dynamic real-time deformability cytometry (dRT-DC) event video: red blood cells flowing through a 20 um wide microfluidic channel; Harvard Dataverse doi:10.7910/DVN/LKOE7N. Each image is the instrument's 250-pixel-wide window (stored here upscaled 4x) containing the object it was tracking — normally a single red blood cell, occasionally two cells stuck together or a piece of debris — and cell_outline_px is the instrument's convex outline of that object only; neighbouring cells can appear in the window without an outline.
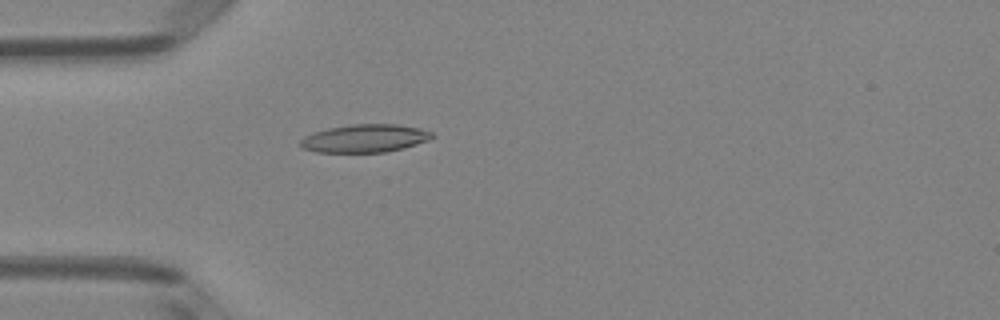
{"species": "Egyptian fruit bat (a non-hibernating species)", "species_latin": "Rousettus aegyptiacus", "temperature_condition": "room temperature", "stored_images_in_passage": 51, "camera_frame_rate_fps": 3000, "um_per_image_px": 0.085, "animal": {"sex": "female"}, "frame": {"image": 1, "passage_image": 15, "time_ms": 4.667, "image_size_px": [1000, 320], "cell_outline_px": [[436, 136], [428, 140], [404, 148], [384, 152], [316, 152], [304, 148], [300, 144], [300, 140], [304, 136], [312, 132], [328, 128], [352, 124], [396, 124], [420, 128], [432, 132]], "centroid_in_image_um": [31.02, 11.75], "position_along_channel_um": 54.0, "area_um2": 21.5}}
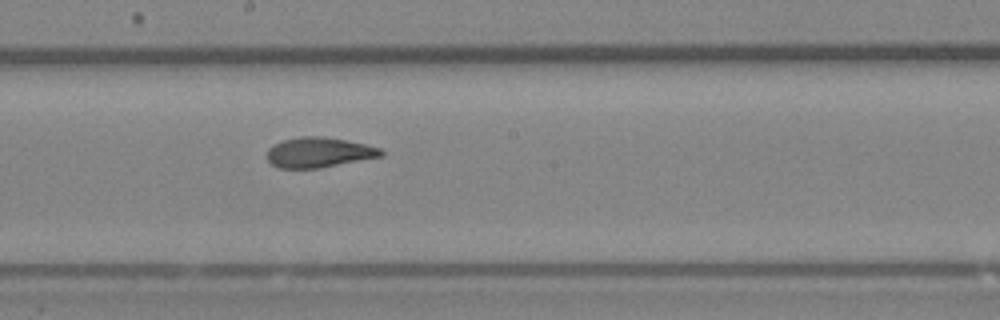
{"frame": {"image": 2, "passage_image": 28, "time_ms": 9.0, "image_size_px": [1000, 320], "cell_outline_px": [[384, 156], [320, 168], [280, 168], [272, 164], [268, 160], [268, 148], [284, 140], [300, 136], [324, 136], [364, 144], [380, 148], [384, 152]], "centroid_in_image_um": [27.13, 12.96], "position_along_channel_um": 221.1, "area_um2": 19.88}}
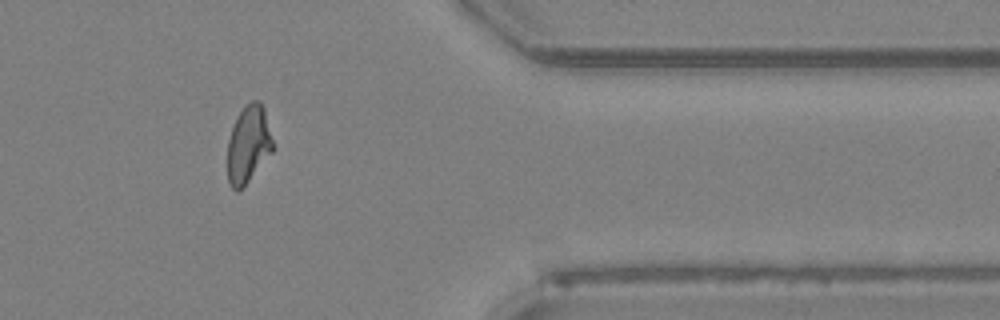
{"frame": {"image": 3, "passage_image": 42, "time_ms": 13.667, "image_size_px": [1000, 320], "cell_outline_px": [[272, 152], [248, 180], [236, 192], [232, 188], [228, 180], [228, 140], [236, 116], [252, 100], [260, 100], [264, 108], [272, 140]], "centroid_in_image_um": [21.1, 12.24], "position_along_channel_um": 390.3, "area_um2": 19.88}, "authors_computed_cell_mechanics": {"area_um2": 20.7502, "velocity_mm_per_s": 4.0312, "shape_relaxation_time_tau1_ms": 4.4198, "shape_relaxation_time_tau2_ms": 1.6676, "deformation_change_tau1": 0.1813, "deformation_change_tau2": 0.0969}}